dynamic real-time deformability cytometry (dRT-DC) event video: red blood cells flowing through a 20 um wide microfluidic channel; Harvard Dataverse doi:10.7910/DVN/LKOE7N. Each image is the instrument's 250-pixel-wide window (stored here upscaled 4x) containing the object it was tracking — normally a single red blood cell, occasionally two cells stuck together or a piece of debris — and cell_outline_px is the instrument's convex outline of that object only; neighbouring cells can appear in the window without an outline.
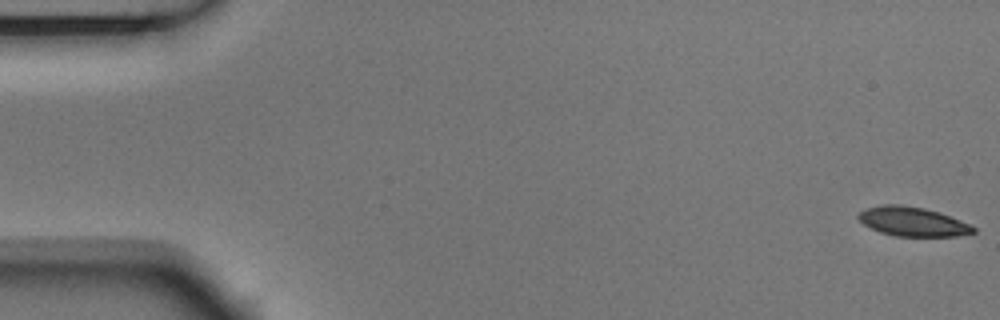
{"species": "Egyptian fruit bat (a non-hibernating species)", "species_latin": "Rousettus aegyptiacus", "temperature_condition": "room temperature", "stored_images_in_passage": 6, "segment_of_instrument_passage": [1, 2], "camera_frame_rate_fps": 3000, "um_per_image_px": 0.085, "animal": {"sex": "male"}, "frame": {"image": 1, "passage_image": 1, "time_ms": 0.0, "image_size_px": [1000, 320], "cell_outline_px": [[976, 232], [956, 236], [896, 236], [880, 232], [864, 224], [856, 216], [860, 212], [868, 208], [884, 204], [896, 204], [924, 208], [960, 220], [976, 228]], "centroid_in_image_um": [77.56, 18.84], "position_along_channel_um": 7.4, "area_um2": 19.19}}
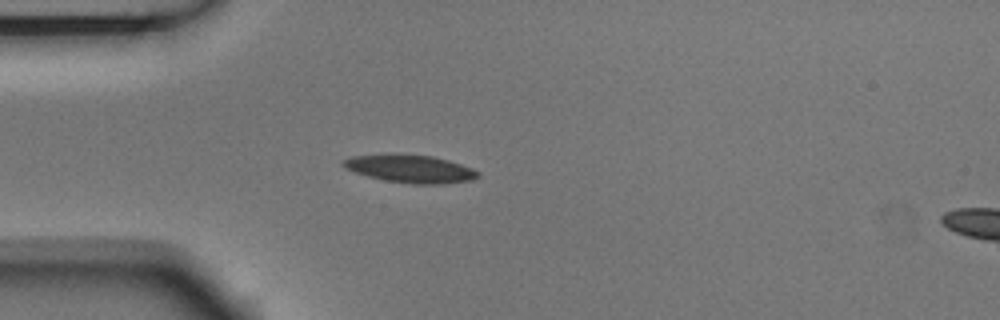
{"frame": {"image": 2, "passage_image": 5, "time_ms": 1.333, "image_size_px": [1000, 320], "cell_outline_px": [[480, 176], [472, 180], [440, 184], [412, 184], [384, 180], [368, 176], [356, 172], [340, 164], [344, 160], [352, 156], [396, 152], [432, 156], [448, 160], [472, 168], [480, 172]], "centroid_in_image_um": [34.88, 14.32], "position_along_channel_um": 50.1, "area_um2": 22.14}}